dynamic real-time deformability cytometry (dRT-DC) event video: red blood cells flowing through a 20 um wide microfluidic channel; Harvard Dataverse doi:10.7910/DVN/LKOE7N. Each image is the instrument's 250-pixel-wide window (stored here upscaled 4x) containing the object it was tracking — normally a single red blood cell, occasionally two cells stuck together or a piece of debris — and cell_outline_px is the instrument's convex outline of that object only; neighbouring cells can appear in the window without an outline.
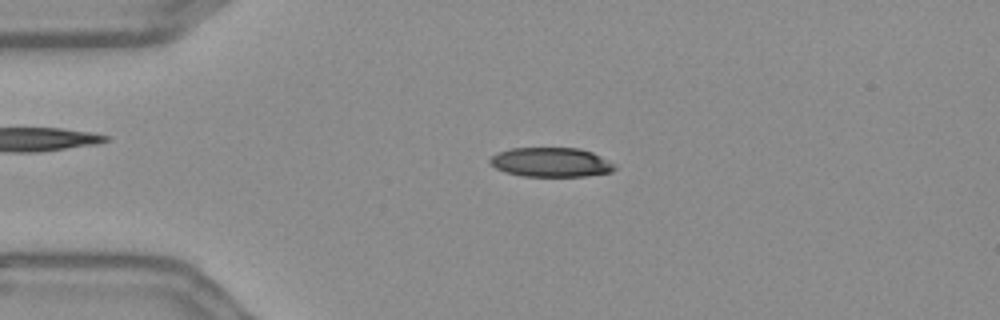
{"species": "Egyptian fruit bat (a non-hibernating species)", "species_latin": "Rousettus aegyptiacus", "temperature_condition": "warm", "stored_images_in_passage": 55, "camera_frame_rate_fps": 3000, "um_per_image_px": 0.085, "frame": {"image": 1, "passage_image": 12, "time_ms": 3.667, "image_size_px": [1000, 320], "cell_outline_px": [[616, 168], [612, 172], [584, 176], [520, 176], [504, 172], [488, 164], [488, 160], [496, 152], [512, 148], [580, 148], [592, 152], [600, 156], [612, 164]], "centroid_in_image_um": [46.76, 13.79], "position_along_channel_um": 38.2, "area_um2": 21.39}}
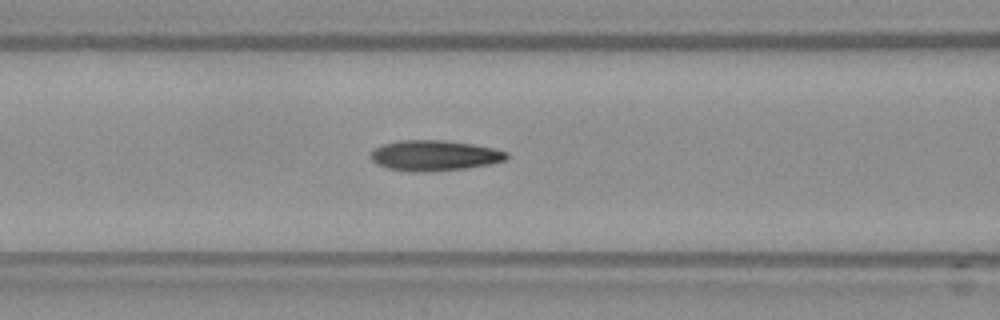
{"frame": {"image": 2, "passage_image": 22, "time_ms": 7.0, "image_size_px": [1000, 320], "cell_outline_px": [[508, 156], [504, 160], [488, 164], [464, 168], [432, 172], [420, 172], [388, 168], [376, 164], [368, 156], [380, 144], [400, 140], [444, 140], [472, 144], [492, 148], [508, 152]], "centroid_in_image_um": [36.88, 13.21], "position_along_channel_um": 129.7, "area_um2": 24.04}}
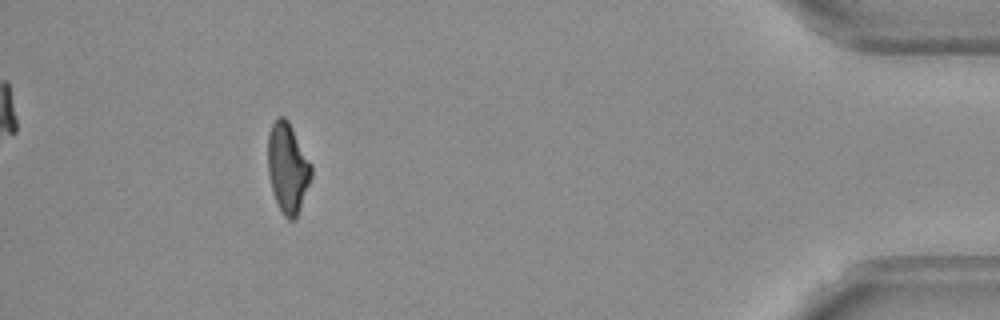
{"frame": {"image": 3, "passage_image": 50, "time_ms": 16.333, "image_size_px": [1000, 320], "cell_outline_px": [[312, 176], [300, 208], [296, 216], [292, 220], [288, 220], [284, 216], [276, 200], [272, 188], [268, 172], [268, 132], [272, 124], [280, 116], [284, 116], [288, 120], [312, 164]], "centroid_in_image_um": [24.46, 14.24], "position_along_channel_um": 410.7, "area_um2": 22.54}, "authors_computed_cell_mechanics": {"area_um2": 23.2356, "velocity_mm_per_s": 3.6606, "shape_relaxation_time_tau1_ms": 8.6879, "shape_relaxation_time_tau2_ms": 3.3387, "deformation_change_tau1": 0.2115, "deformation_change_tau2": 0.1053}}